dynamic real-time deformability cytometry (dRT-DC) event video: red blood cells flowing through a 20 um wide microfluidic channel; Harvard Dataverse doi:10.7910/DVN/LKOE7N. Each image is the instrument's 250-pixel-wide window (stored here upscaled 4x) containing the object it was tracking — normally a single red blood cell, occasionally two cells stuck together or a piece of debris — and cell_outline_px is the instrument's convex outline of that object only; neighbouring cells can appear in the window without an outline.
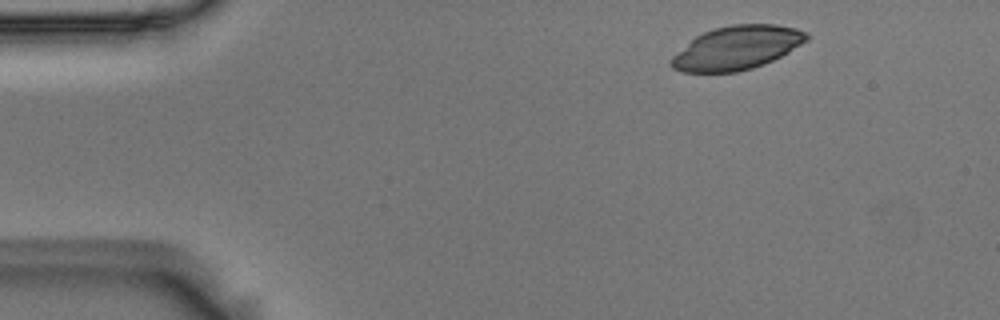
{"species": "Egyptian fruit bat (a non-hibernating species)", "species_latin": "Rousettus aegyptiacus", "temperature_condition": "room temperature", "stored_images_in_passage": 2, "camera_frame_rate_fps": 3000, "um_per_image_px": 0.085, "animal": {"sex": "male"}, "frame": {"image": 1, "passage_image": 2, "time_ms": 0.333, "image_size_px": [1000, 320], "cell_outline_px": [[808, 40], [788, 52], [764, 64], [752, 68], [736, 72], [684, 72], [672, 68], [668, 64], [668, 60], [672, 56], [696, 36], [704, 32], [716, 28], [732, 24], [776, 24], [796, 28], [804, 32], [808, 36]], "centroid_in_image_um": [62.6, 4.07], "position_along_channel_um": 22.4, "area_um2": 34.22}}